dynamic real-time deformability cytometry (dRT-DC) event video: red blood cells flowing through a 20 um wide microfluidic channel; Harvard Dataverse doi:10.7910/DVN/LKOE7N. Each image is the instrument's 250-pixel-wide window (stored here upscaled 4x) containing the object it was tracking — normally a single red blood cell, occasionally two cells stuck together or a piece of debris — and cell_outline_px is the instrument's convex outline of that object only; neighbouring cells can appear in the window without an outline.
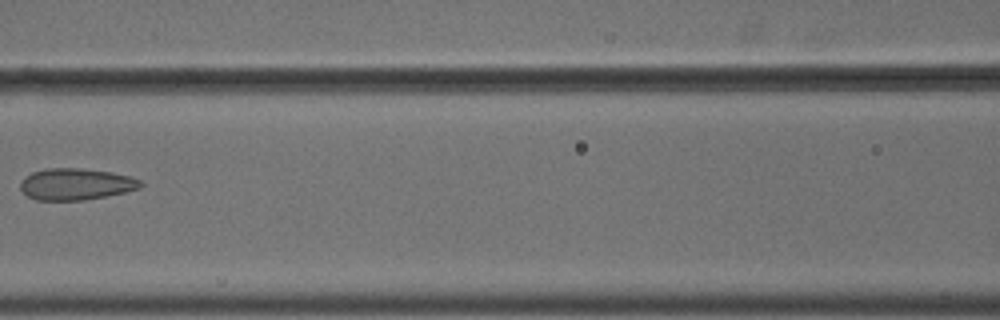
{"species": "common noctule bat (a hibernating species)", "species_latin": "Nyctalus noctula", "temperature_condition": "cold", "stored_images_in_passage": 5, "camera_frame_rate_fps": 3000, "um_per_image_px": 0.085, "animal": {"sex": "male", "body_mass_g": 18.8}, "frame": {"image": 1, "passage_image": 5, "time_ms": 1.333, "image_size_px": [1000, 320], "cell_outline_px": [[144, 184], [140, 188], [124, 192], [84, 200], [36, 200], [28, 196], [20, 188], [20, 180], [24, 176], [32, 172], [48, 168], [76, 168], [112, 172], [128, 176], [140, 180]], "centroid_in_image_um": [6.42, 15.65], "position_along_channel_um": 160.2, "area_um2": 22.02}}